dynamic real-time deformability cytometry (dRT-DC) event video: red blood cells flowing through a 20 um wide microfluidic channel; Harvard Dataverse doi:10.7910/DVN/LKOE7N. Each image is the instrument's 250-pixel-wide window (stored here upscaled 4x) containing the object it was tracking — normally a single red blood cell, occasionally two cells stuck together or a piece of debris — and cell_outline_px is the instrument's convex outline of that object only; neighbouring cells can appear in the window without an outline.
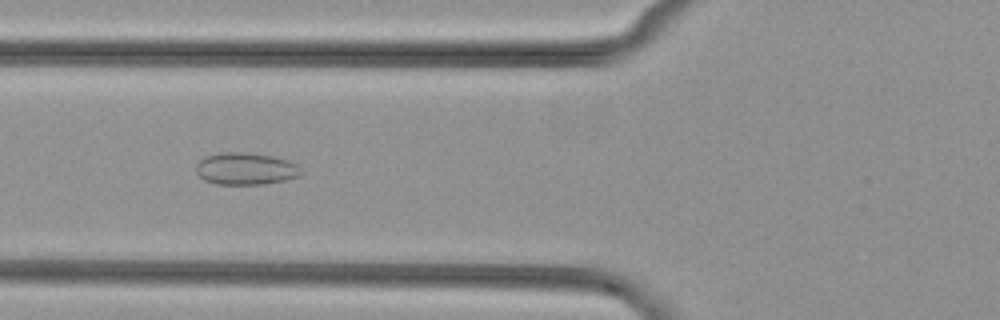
{"species": "common noctule bat (a hibernating species)", "species_latin": "Nyctalus noctula", "temperature_condition": "cold", "stored_images_in_passage": 43, "camera_frame_rate_fps": 3000, "um_per_image_px": 0.085, "animal": {"sex": "female", "body_mass_g": 29.2, "forearm_length_mm": 56.3}, "frame": {"image": 1, "passage_image": 11, "time_ms": 3.333, "image_size_px": [1000, 320], "cell_outline_px": [[300, 176], [284, 180], [264, 184], [216, 184], [204, 180], [196, 172], [196, 164], [204, 156], [220, 152], [244, 152], [272, 156], [288, 160], [296, 164], [300, 168]], "centroid_in_image_um": [20.85, 14.33], "position_along_channel_um": 105.0, "area_um2": 19.65}}
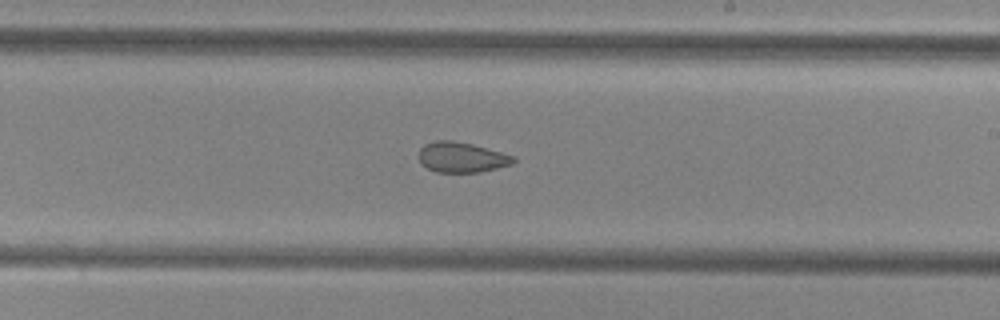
{"frame": {"image": 2, "passage_image": 22, "time_ms": 7.0, "image_size_px": [1000, 320], "cell_outline_px": [[516, 160], [512, 164], [480, 172], [436, 172], [420, 164], [420, 148], [424, 144], [436, 140], [452, 140], [472, 144], [516, 156]], "centroid_in_image_um": [39.24, 13.36], "position_along_channel_um": 249.8, "area_um2": 16.7}}
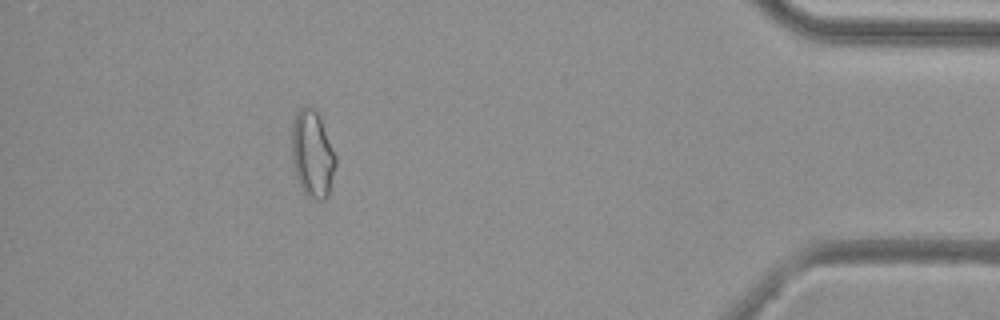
{"frame": {"image": 3, "passage_image": 38, "time_ms": 12.333, "image_size_px": [1000, 320], "cell_outline_px": [[336, 164], [328, 196], [324, 200], [316, 200], [304, 196], [296, 176], [292, 160], [292, 120], [296, 112], [304, 104], [316, 108], [320, 116], [336, 156]], "centroid_in_image_um": [26.54, 13.07], "position_along_channel_um": 408.7, "area_um2": 22.72}}